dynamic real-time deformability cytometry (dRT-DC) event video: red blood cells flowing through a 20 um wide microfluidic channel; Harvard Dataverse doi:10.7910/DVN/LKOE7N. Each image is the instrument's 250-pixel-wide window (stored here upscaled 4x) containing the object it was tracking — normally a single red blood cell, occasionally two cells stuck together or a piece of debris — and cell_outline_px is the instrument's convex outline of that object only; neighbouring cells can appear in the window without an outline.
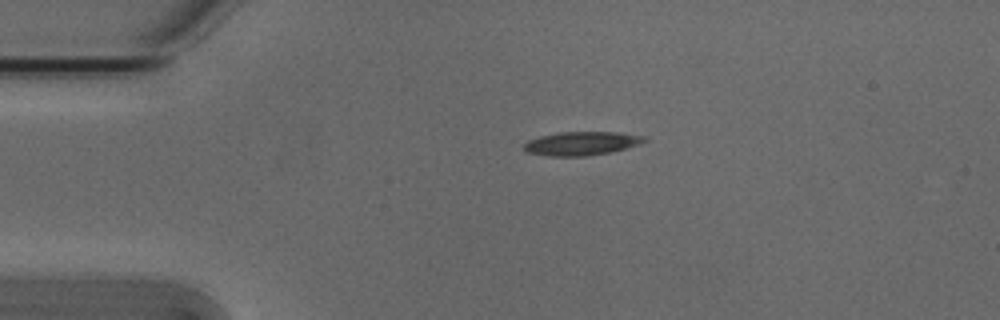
{"species": "Egyptian fruit bat (a non-hibernating species)", "species_latin": "Rousettus aegyptiacus", "temperature_condition": "cold", "stored_images_in_passage": 6, "camera_frame_rate_fps": 3000, "um_per_image_px": 0.085, "animal": {"sex": "male"}, "frame": {"image": 1, "passage_image": 1, "time_ms": 0.0, "image_size_px": [1000, 320], "cell_outline_px": [[648, 140], [640, 144], [612, 152], [584, 156], [548, 156], [524, 152], [524, 144], [528, 140], [540, 136], [560, 132], [616, 132], [644, 136]], "centroid_in_image_um": [49.41, 12.19], "position_along_channel_um": 35.6, "area_um2": 16.65}}